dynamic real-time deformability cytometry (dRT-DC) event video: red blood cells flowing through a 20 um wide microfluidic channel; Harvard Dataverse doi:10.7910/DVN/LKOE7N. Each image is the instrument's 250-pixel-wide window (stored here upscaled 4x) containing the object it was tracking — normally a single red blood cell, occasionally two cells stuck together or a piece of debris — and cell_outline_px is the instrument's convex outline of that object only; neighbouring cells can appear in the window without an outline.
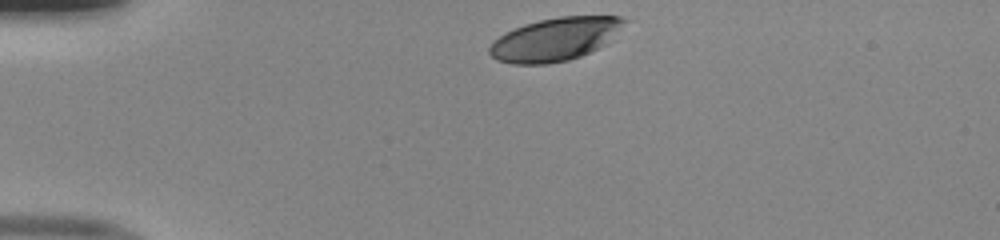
{"species": "human", "species_latin": "Homo sapiens", "temperature_condition": "room temperature", "stored_images_in_passage": 32, "camera_frame_rate_fps": 3000, "um_per_image_px": 0.085, "donor": {"sex": "male"}, "frame": {"image": 1, "passage_image": 1, "time_ms": 0.0, "image_size_px": [1000, 240], "cell_outline_px": [[628, 20], [608, 44], [580, 56], [568, 60], [548, 64], [512, 64], [496, 60], [488, 52], [488, 48], [504, 32], [524, 24], [540, 20], [560, 16], [620, 16]], "centroid_in_image_um": [47.21, 3.34], "position_along_channel_um": 37.8, "area_um2": 33.99}}
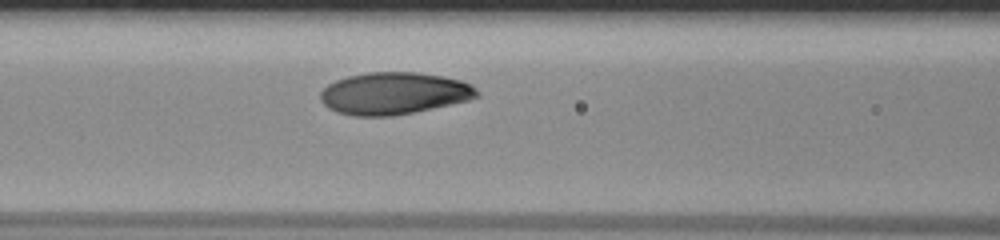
{"frame": {"image": 2, "passage_image": 12, "time_ms": 3.667, "image_size_px": [1000, 240], "cell_outline_px": [[480, 96], [468, 100], [432, 108], [392, 116], [352, 116], [336, 112], [328, 108], [320, 100], [320, 92], [328, 84], [336, 80], [348, 76], [368, 72], [416, 72], [444, 76], [460, 80], [476, 88], [480, 92]], "centroid_in_image_um": [33.46, 7.93], "position_along_channel_um": 133.1, "area_um2": 38.44}}
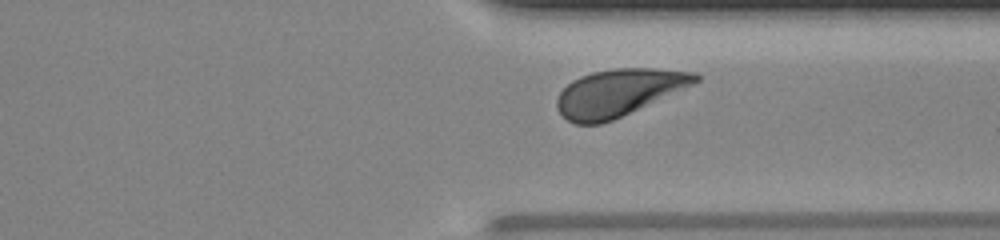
{"frame": {"image": 3, "passage_image": 29, "time_ms": 9.333, "image_size_px": [1000, 240], "cell_outline_px": [[700, 80], [684, 88], [612, 120], [600, 124], [576, 124], [568, 120], [556, 108], [556, 100], [560, 92], [572, 80], [580, 76], [592, 72], [616, 68], [652, 68], [696, 72], [700, 76]], "centroid_in_image_um": [52.55, 7.86], "position_along_channel_um": 358.9, "area_um2": 37.45}, "authors_computed_cell_mechanics": {"area_um2": 37.9746, "velocity_mm_per_s": 3.982, "shape_relaxation_time_tau1_ms": 2.7005, "shape_relaxation_time_tau2_ms": null, "deformation_change_tau1": 0.1614, "deformation_change_tau2": null}}